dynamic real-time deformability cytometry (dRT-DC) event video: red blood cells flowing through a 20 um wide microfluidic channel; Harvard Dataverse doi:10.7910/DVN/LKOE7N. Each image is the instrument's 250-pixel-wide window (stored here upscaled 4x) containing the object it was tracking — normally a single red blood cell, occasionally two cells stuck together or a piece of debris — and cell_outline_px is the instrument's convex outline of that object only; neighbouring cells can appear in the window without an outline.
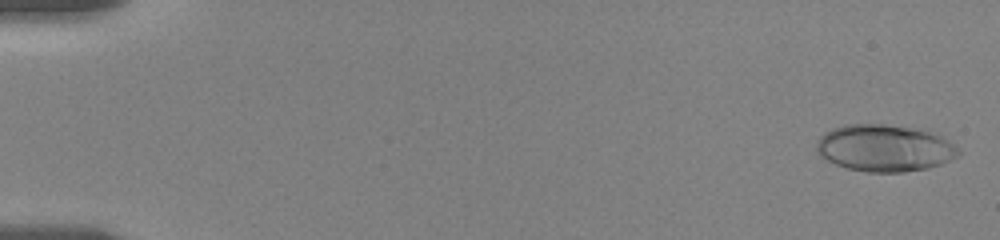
{"species": "human", "species_latin": "Homo sapiens", "temperature_condition": "room temperature", "stored_images_in_passage": 85, "camera_frame_rate_fps": 3000, "um_per_image_px": 0.085, "donor": {"sex": "female"}, "frame": {"image": 1, "passage_image": 2, "time_ms": 0.333, "image_size_px": [1000, 240], "cell_outline_px": [[960, 152], [956, 156], [940, 164], [928, 168], [904, 172], [868, 172], [848, 168], [836, 164], [820, 156], [816, 152], [816, 144], [820, 136], [824, 132], [832, 128], [844, 124], [884, 124], [912, 128], [928, 132], [940, 136], [960, 148]], "centroid_in_image_um": [75.14, 12.58], "position_along_channel_um": 9.9, "area_um2": 38.61}}
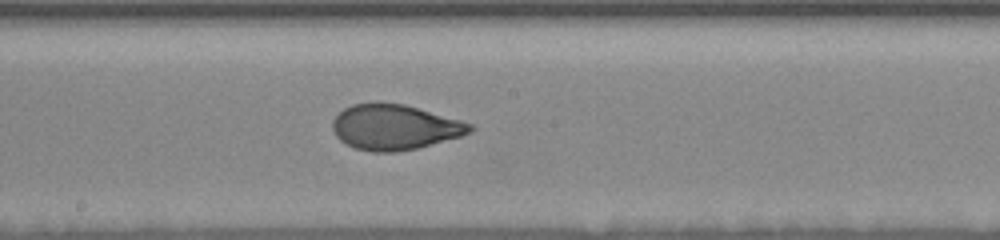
{"frame": {"image": 2, "passage_image": 59, "time_ms": 10.333, "image_size_px": [1000, 240], "cell_outline_px": [[476, 128], [472, 132], [460, 136], [416, 148], [396, 152], [372, 152], [356, 148], [344, 144], [332, 132], [332, 120], [344, 108], [352, 104], [404, 104], [460, 120], [472, 124]], "centroid_in_image_um": [33.53, 10.83], "position_along_channel_um": 214.7, "area_um2": 35.89}}
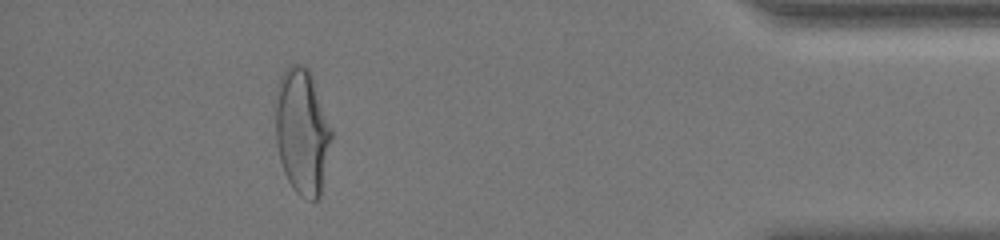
{"frame": {"image": 3, "passage_image": 84, "time_ms": 17.0, "image_size_px": [1000, 240], "cell_outline_px": [[332, 136], [320, 196], [316, 200], [312, 200], [300, 196], [292, 188], [284, 172], [280, 160], [276, 144], [276, 88], [280, 76], [292, 64], [304, 64], [308, 68], [312, 76], [332, 132]], "centroid_in_image_um": [25.66, 11.18], "position_along_channel_um": 409.5, "area_um2": 40.75}, "authors_computed_cell_mechanics": {"area_um2": 36.4718, "velocity_mm_per_s": 3.588, "shape_relaxation_time_tau1_ms": 4.5455, "shape_relaxation_time_tau2_ms": 0.9659, "deformation_change_tau1": 0.1894, "deformation_change_tau2": 0.0658}}